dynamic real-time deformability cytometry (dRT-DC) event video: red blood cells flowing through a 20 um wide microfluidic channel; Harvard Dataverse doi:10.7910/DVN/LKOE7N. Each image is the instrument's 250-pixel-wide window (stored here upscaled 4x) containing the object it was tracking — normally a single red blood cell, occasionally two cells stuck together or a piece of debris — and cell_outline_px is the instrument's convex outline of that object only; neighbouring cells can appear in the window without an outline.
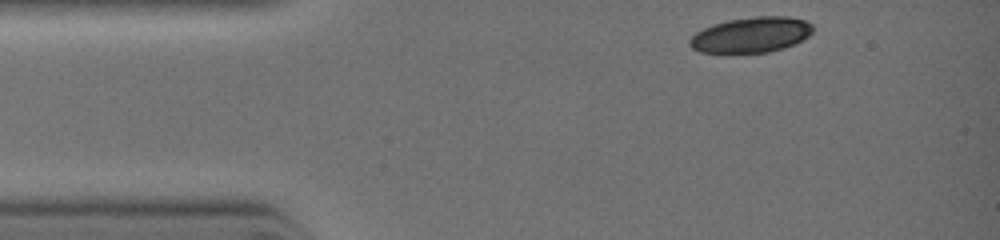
{"species": "common noctule bat (a hibernating species)", "species_latin": "Nyctalus noctula", "temperature_condition": "warm", "stored_images_in_passage": 4, "camera_frame_rate_fps": 3000, "um_per_image_px": 0.085, "animal": {"sex": "female", "body_mass_g": 19.0, "forearm_length_mm": 51.5}, "frame": {"image": 1, "passage_image": 4, "time_ms": 1.667, "image_size_px": [1000, 240], "cell_outline_px": [[812, 32], [808, 36], [792, 44], [768, 52], [700, 52], [692, 48], [688, 44], [688, 40], [696, 32], [712, 24], [728, 20], [756, 16], [788, 16], [804, 20], [812, 24]], "centroid_in_image_um": [63.81, 2.94], "position_along_channel_um": 21.2, "area_um2": 25.14}}